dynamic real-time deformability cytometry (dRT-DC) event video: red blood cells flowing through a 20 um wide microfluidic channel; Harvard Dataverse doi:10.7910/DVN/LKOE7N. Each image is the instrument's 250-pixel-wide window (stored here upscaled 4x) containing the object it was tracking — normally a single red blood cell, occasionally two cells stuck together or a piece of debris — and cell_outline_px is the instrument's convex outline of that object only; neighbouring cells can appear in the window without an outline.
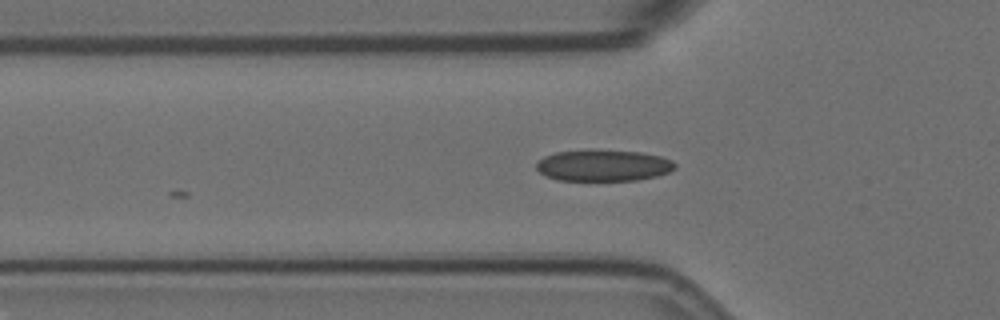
{"species": "Egyptian fruit bat (a non-hibernating species)", "species_latin": "Rousettus aegyptiacus", "temperature_condition": "room temperature", "stored_images_in_passage": 2, "camera_frame_rate_fps": 3000, "um_per_image_px": 0.085, "animal": {"sex": "female"}, "frame": {"image": 1, "passage_image": 2, "time_ms": 1.0, "image_size_px": [1000, 320], "cell_outline_px": [[676, 168], [668, 172], [656, 176], [636, 180], [556, 180], [540, 172], [536, 168], [536, 160], [544, 156], [556, 152], [640, 152], [660, 156], [672, 160], [676, 164]], "centroid_in_image_um": [51.29, 14.09], "position_along_channel_um": 74.5, "area_um2": 24.57}}